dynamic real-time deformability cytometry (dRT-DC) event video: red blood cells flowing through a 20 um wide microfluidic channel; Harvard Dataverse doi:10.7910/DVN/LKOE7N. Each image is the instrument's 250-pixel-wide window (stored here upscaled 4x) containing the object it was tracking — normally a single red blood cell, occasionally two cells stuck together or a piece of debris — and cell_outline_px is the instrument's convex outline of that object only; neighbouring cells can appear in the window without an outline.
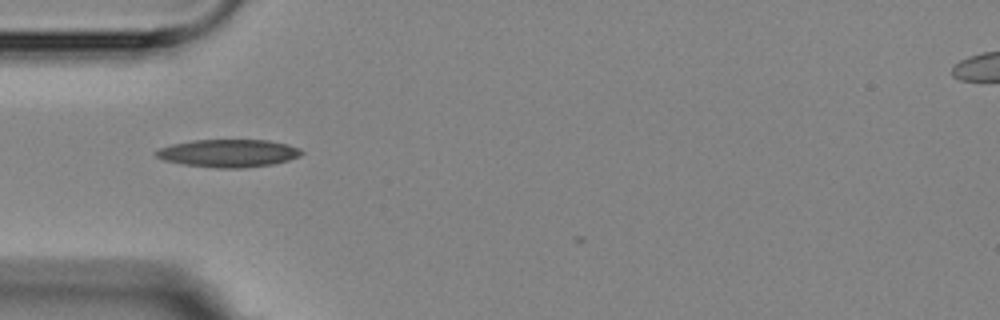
{"species": "Egyptian fruit bat (a non-hibernating species)", "species_latin": "Rousettus aegyptiacus", "temperature_condition": "room temperature", "stored_images_in_passage": 3, "camera_frame_rate_fps": 3000, "um_per_image_px": 0.085, "animal": {"sex": "female"}, "frame": {"image": 1, "passage_image": 1, "time_ms": 0.0, "image_size_px": [1000, 320], "cell_outline_px": [[304, 152], [300, 156], [288, 160], [272, 164], [240, 168], [220, 168], [184, 164], [164, 160], [156, 156], [152, 152], [160, 148], [172, 144], [192, 140], [268, 140], [288, 144], [300, 148]], "centroid_in_image_um": [19.42, 13.01], "position_along_channel_um": 65.6, "area_um2": 23.47}}
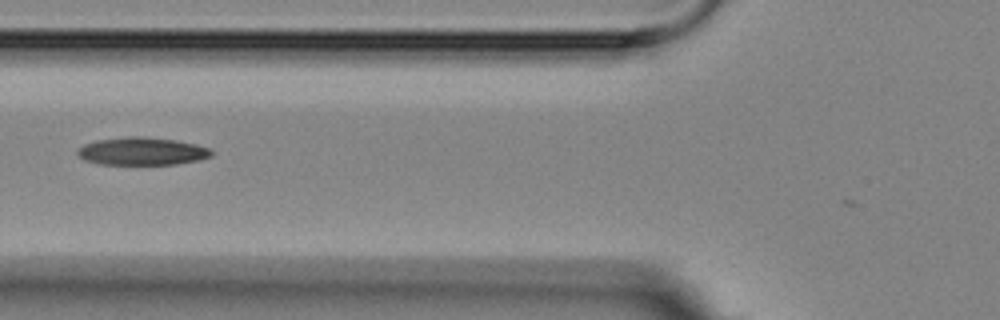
{"frame": {"image": 2, "passage_image": 2, "time_ms": 1.333, "image_size_px": [1000, 320], "cell_outline_px": [[212, 156], [200, 160], [176, 164], [100, 164], [84, 160], [76, 152], [84, 144], [96, 140], [128, 136], [140, 136], [176, 140], [196, 144], [208, 148], [212, 152]], "centroid_in_image_um": [12.08, 12.85], "position_along_channel_um": 113.7, "area_um2": 21.62}}
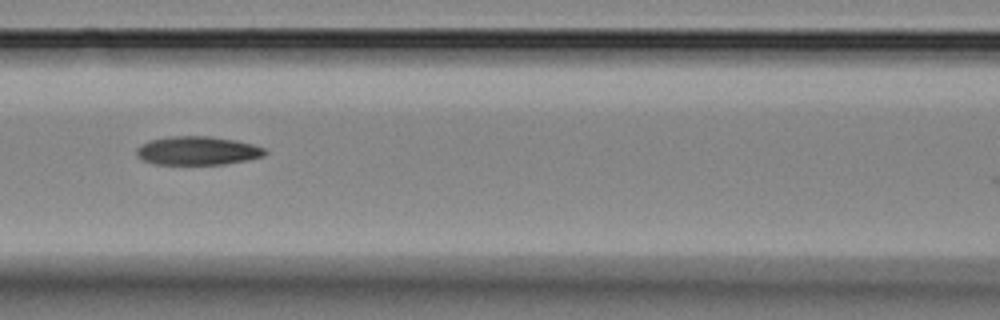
{"frame": {"image": 3, "passage_image": 3, "time_ms": 2.333, "image_size_px": [1000, 320], "cell_outline_px": [[268, 152], [264, 156], [224, 164], [156, 164], [144, 160], [136, 156], [136, 148], [148, 140], [168, 136], [208, 136], [236, 140], [252, 144], [264, 148]], "centroid_in_image_um": [16.76, 12.8], "position_along_channel_um": 149.8, "area_um2": 21.39}}